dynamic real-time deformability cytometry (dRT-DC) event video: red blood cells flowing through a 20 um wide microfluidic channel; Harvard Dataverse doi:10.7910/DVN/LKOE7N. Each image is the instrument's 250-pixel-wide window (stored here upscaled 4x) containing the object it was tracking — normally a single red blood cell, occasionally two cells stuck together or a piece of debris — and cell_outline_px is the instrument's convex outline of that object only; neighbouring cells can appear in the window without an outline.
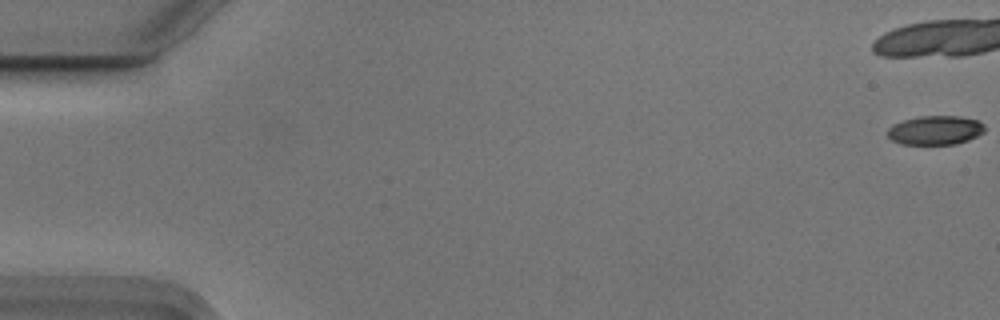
{"species": "Egyptian fruit bat (a non-hibernating species)", "species_latin": "Rousettus aegyptiacus", "temperature_condition": "cold", "stored_images_in_passage": 10, "camera_frame_rate_fps": 3000, "um_per_image_px": 0.085, "animal": {"sex": "male"}, "frame": {"image": 1, "passage_image": 1, "time_ms": 0.0, "image_size_px": [1000, 320], "cell_outline_px": [[984, 132], [968, 140], [956, 144], [900, 144], [892, 140], [888, 136], [888, 128], [892, 124], [904, 120], [920, 116], [960, 116], [976, 120], [984, 124]], "centroid_in_image_um": [79.49, 11.07], "position_along_channel_um": 5.5, "area_um2": 16.42}}